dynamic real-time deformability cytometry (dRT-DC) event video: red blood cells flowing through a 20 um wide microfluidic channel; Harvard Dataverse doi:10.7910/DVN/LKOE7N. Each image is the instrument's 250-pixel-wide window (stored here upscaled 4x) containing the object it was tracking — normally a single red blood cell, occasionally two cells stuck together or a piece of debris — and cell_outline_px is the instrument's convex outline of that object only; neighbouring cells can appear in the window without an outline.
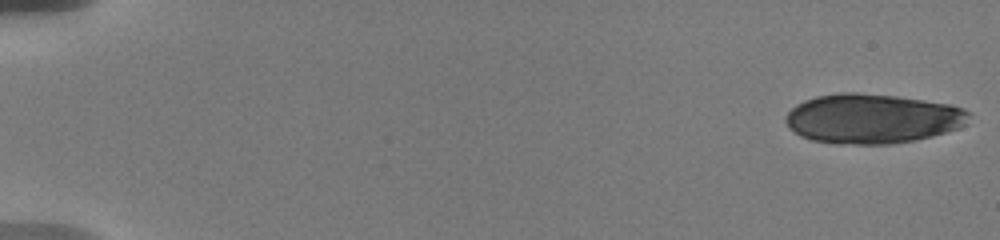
{"species": "human", "species_latin": "Homo sapiens", "temperature_condition": "warm", "stored_images_in_passage": 48, "camera_frame_rate_fps": 3000, "um_per_image_px": 0.085, "donor": {"sex": "male"}, "frame": {"image": 1, "passage_image": 1, "time_ms": 0.0, "image_size_px": [1000, 240], "cell_outline_px": [[968, 112], [964, 124], [960, 128], [932, 136], [916, 140], [892, 144], [836, 144], [812, 140], [800, 136], [788, 128], [784, 120], [788, 112], [796, 104], [804, 100], [816, 96], [840, 92], [856, 92], [896, 96], [952, 104], [964, 108]], "centroid_in_image_um": [74.11, 10.08], "position_along_channel_um": 10.9, "area_um2": 53.29}}
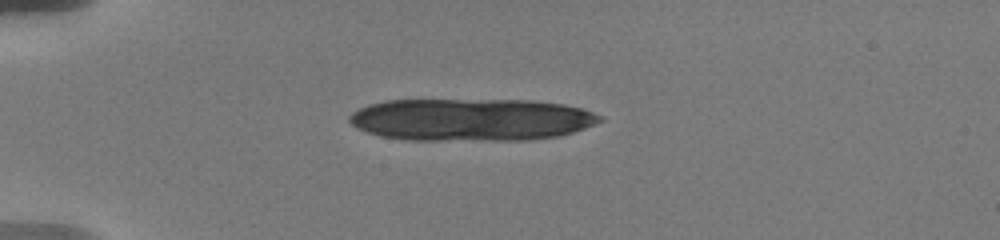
{"frame": {"image": 2, "passage_image": 26, "time_ms": 4.667, "image_size_px": [1000, 240], "cell_outline_px": [[604, 120], [584, 128], [560, 136], [528, 140], [408, 140], [380, 136], [356, 128], [348, 120], [348, 116], [352, 112], [368, 104], [384, 100], [532, 100], [564, 104], [580, 108], [604, 116]], "centroid_in_image_um": [40.04, 10.17], "position_along_channel_um": 45.0, "area_um2": 62.31}}
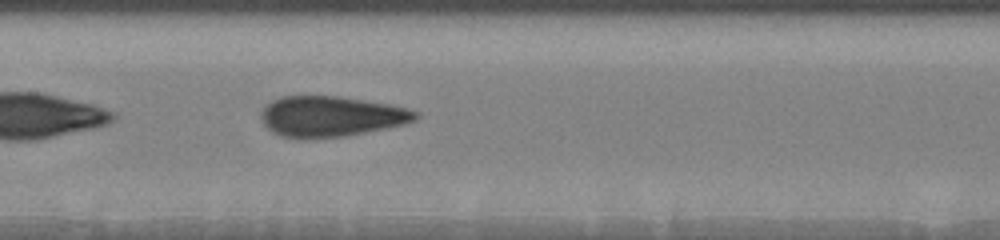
{"frame": {"image": 3, "passage_image": 48, "time_ms": 9.667, "image_size_px": [1000, 240], "cell_outline_px": [[420, 116], [416, 120], [404, 124], [388, 128], [344, 136], [308, 140], [300, 140], [280, 136], [272, 132], [264, 124], [260, 116], [260, 112], [272, 100], [280, 96], [340, 96], [392, 104], [408, 108], [420, 112]], "centroid_in_image_um": [28.15, 9.91], "position_along_channel_um": 179.2, "area_um2": 37.22}}